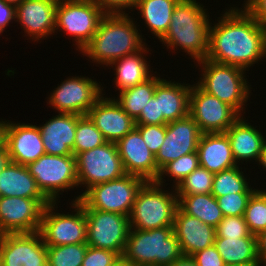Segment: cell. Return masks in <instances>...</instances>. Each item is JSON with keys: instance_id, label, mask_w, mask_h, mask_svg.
I'll return each mask as SVG.
<instances>
[{"instance_id": "6da1fadb", "label": "cell", "mask_w": 266, "mask_h": 266, "mask_svg": "<svg viewBox=\"0 0 266 266\" xmlns=\"http://www.w3.org/2000/svg\"><path fill=\"white\" fill-rule=\"evenodd\" d=\"M222 15V16H221ZM211 23L206 59L249 71L266 59V28L242 6L228 7ZM213 25V26H212Z\"/></svg>"}, {"instance_id": "7a4b0ae2", "label": "cell", "mask_w": 266, "mask_h": 266, "mask_svg": "<svg viewBox=\"0 0 266 266\" xmlns=\"http://www.w3.org/2000/svg\"><path fill=\"white\" fill-rule=\"evenodd\" d=\"M106 14L100 21L92 39L82 48L80 54L88 61L108 67L112 62L126 55L140 51L147 43L137 21L131 12ZM140 31V32H139ZM144 40V41H143ZM91 59V60H89ZM106 67H105V66Z\"/></svg>"}, {"instance_id": "3957f363", "label": "cell", "mask_w": 266, "mask_h": 266, "mask_svg": "<svg viewBox=\"0 0 266 266\" xmlns=\"http://www.w3.org/2000/svg\"><path fill=\"white\" fill-rule=\"evenodd\" d=\"M204 7L197 0H180L172 12L168 31L159 40L172 52L183 50L194 65L208 54L211 18Z\"/></svg>"}, {"instance_id": "277c9868", "label": "cell", "mask_w": 266, "mask_h": 266, "mask_svg": "<svg viewBox=\"0 0 266 266\" xmlns=\"http://www.w3.org/2000/svg\"><path fill=\"white\" fill-rule=\"evenodd\" d=\"M196 64L200 67L201 77L195 83L206 93L231 106L240 116H244L246 102L252 95L250 94L252 87L245 78L246 70L238 66L215 63L208 59L198 61Z\"/></svg>"}, {"instance_id": "5b68a950", "label": "cell", "mask_w": 266, "mask_h": 266, "mask_svg": "<svg viewBox=\"0 0 266 266\" xmlns=\"http://www.w3.org/2000/svg\"><path fill=\"white\" fill-rule=\"evenodd\" d=\"M183 255L173 226L131 229L123 257L135 266H171Z\"/></svg>"}, {"instance_id": "8992f818", "label": "cell", "mask_w": 266, "mask_h": 266, "mask_svg": "<svg viewBox=\"0 0 266 266\" xmlns=\"http://www.w3.org/2000/svg\"><path fill=\"white\" fill-rule=\"evenodd\" d=\"M164 187V188H163ZM156 181H146L136 195L129 222L131 229L150 230L173 226L177 193ZM171 192H170V191Z\"/></svg>"}, {"instance_id": "52a82bcc", "label": "cell", "mask_w": 266, "mask_h": 266, "mask_svg": "<svg viewBox=\"0 0 266 266\" xmlns=\"http://www.w3.org/2000/svg\"><path fill=\"white\" fill-rule=\"evenodd\" d=\"M146 181L138 176L123 177L90 187L77 202L84 209H95L128 216L136 195Z\"/></svg>"}, {"instance_id": "ba28073f", "label": "cell", "mask_w": 266, "mask_h": 266, "mask_svg": "<svg viewBox=\"0 0 266 266\" xmlns=\"http://www.w3.org/2000/svg\"><path fill=\"white\" fill-rule=\"evenodd\" d=\"M26 167L39 190L50 202H60L58 200L64 192L79 188L74 155L44 154Z\"/></svg>"}, {"instance_id": "9c48e42d", "label": "cell", "mask_w": 266, "mask_h": 266, "mask_svg": "<svg viewBox=\"0 0 266 266\" xmlns=\"http://www.w3.org/2000/svg\"><path fill=\"white\" fill-rule=\"evenodd\" d=\"M105 15L93 0H58L55 32L64 31L73 37V45L80 52L92 39Z\"/></svg>"}, {"instance_id": "30bf717a", "label": "cell", "mask_w": 266, "mask_h": 266, "mask_svg": "<svg viewBox=\"0 0 266 266\" xmlns=\"http://www.w3.org/2000/svg\"><path fill=\"white\" fill-rule=\"evenodd\" d=\"M58 203L50 202L44 209L39 228L44 244L60 246L86 243L87 220L84 208L77 201L71 200L73 213H59Z\"/></svg>"}, {"instance_id": "8fae6325", "label": "cell", "mask_w": 266, "mask_h": 266, "mask_svg": "<svg viewBox=\"0 0 266 266\" xmlns=\"http://www.w3.org/2000/svg\"><path fill=\"white\" fill-rule=\"evenodd\" d=\"M75 157L78 186L79 188L83 186L85 191L73 198V202L80 200L90 187L119 179L126 174L116 143L106 142L91 150L78 153Z\"/></svg>"}, {"instance_id": "7c38bea8", "label": "cell", "mask_w": 266, "mask_h": 266, "mask_svg": "<svg viewBox=\"0 0 266 266\" xmlns=\"http://www.w3.org/2000/svg\"><path fill=\"white\" fill-rule=\"evenodd\" d=\"M88 76L67 77L54 88L47 104L60 113L85 116L90 108L103 96L104 87ZM103 87V88H102Z\"/></svg>"}, {"instance_id": "4fadbf2b", "label": "cell", "mask_w": 266, "mask_h": 266, "mask_svg": "<svg viewBox=\"0 0 266 266\" xmlns=\"http://www.w3.org/2000/svg\"><path fill=\"white\" fill-rule=\"evenodd\" d=\"M84 211L87 220V245L123 256L131 230L129 217L95 209Z\"/></svg>"}, {"instance_id": "5bb4252c", "label": "cell", "mask_w": 266, "mask_h": 266, "mask_svg": "<svg viewBox=\"0 0 266 266\" xmlns=\"http://www.w3.org/2000/svg\"><path fill=\"white\" fill-rule=\"evenodd\" d=\"M189 115L202 133L226 132L240 117L228 104L192 84L189 98Z\"/></svg>"}, {"instance_id": "9a60e30c", "label": "cell", "mask_w": 266, "mask_h": 266, "mask_svg": "<svg viewBox=\"0 0 266 266\" xmlns=\"http://www.w3.org/2000/svg\"><path fill=\"white\" fill-rule=\"evenodd\" d=\"M48 199L0 197V231L2 234L39 231Z\"/></svg>"}, {"instance_id": "2e32d148", "label": "cell", "mask_w": 266, "mask_h": 266, "mask_svg": "<svg viewBox=\"0 0 266 266\" xmlns=\"http://www.w3.org/2000/svg\"><path fill=\"white\" fill-rule=\"evenodd\" d=\"M0 266H47V247L39 231L2 234Z\"/></svg>"}, {"instance_id": "e0dca14e", "label": "cell", "mask_w": 266, "mask_h": 266, "mask_svg": "<svg viewBox=\"0 0 266 266\" xmlns=\"http://www.w3.org/2000/svg\"><path fill=\"white\" fill-rule=\"evenodd\" d=\"M201 135L198 124L190 115L167 123L164 142L155 156L158 169L183 155L197 152Z\"/></svg>"}, {"instance_id": "ac0fdd59", "label": "cell", "mask_w": 266, "mask_h": 266, "mask_svg": "<svg viewBox=\"0 0 266 266\" xmlns=\"http://www.w3.org/2000/svg\"><path fill=\"white\" fill-rule=\"evenodd\" d=\"M57 4L58 0H24L15 7V23L20 24L31 41L46 40L56 35Z\"/></svg>"}, {"instance_id": "d6986e66", "label": "cell", "mask_w": 266, "mask_h": 266, "mask_svg": "<svg viewBox=\"0 0 266 266\" xmlns=\"http://www.w3.org/2000/svg\"><path fill=\"white\" fill-rule=\"evenodd\" d=\"M117 149L126 174L138 176L145 181H156L160 170L155 155L146 146L140 132L134 128L117 143Z\"/></svg>"}, {"instance_id": "ffe728a7", "label": "cell", "mask_w": 266, "mask_h": 266, "mask_svg": "<svg viewBox=\"0 0 266 266\" xmlns=\"http://www.w3.org/2000/svg\"><path fill=\"white\" fill-rule=\"evenodd\" d=\"M9 121L7 120L5 146L11 162L27 166L46 154L37 125Z\"/></svg>"}, {"instance_id": "44dd1931", "label": "cell", "mask_w": 266, "mask_h": 266, "mask_svg": "<svg viewBox=\"0 0 266 266\" xmlns=\"http://www.w3.org/2000/svg\"><path fill=\"white\" fill-rule=\"evenodd\" d=\"M104 95L90 108L87 116L100 130L107 142L117 143L136 124L115 100Z\"/></svg>"}, {"instance_id": "7402d4cb", "label": "cell", "mask_w": 266, "mask_h": 266, "mask_svg": "<svg viewBox=\"0 0 266 266\" xmlns=\"http://www.w3.org/2000/svg\"><path fill=\"white\" fill-rule=\"evenodd\" d=\"M81 115L60 113L39 125L45 153L48 155H73L77 121Z\"/></svg>"}, {"instance_id": "603a6c76", "label": "cell", "mask_w": 266, "mask_h": 266, "mask_svg": "<svg viewBox=\"0 0 266 266\" xmlns=\"http://www.w3.org/2000/svg\"><path fill=\"white\" fill-rule=\"evenodd\" d=\"M173 232L183 255L188 256L212 246L216 237L215 227L183 213L178 207L174 214Z\"/></svg>"}, {"instance_id": "cb8c5ba5", "label": "cell", "mask_w": 266, "mask_h": 266, "mask_svg": "<svg viewBox=\"0 0 266 266\" xmlns=\"http://www.w3.org/2000/svg\"><path fill=\"white\" fill-rule=\"evenodd\" d=\"M243 118L240 116L225 132L231 144L233 157L237 165L241 166L244 161L248 163L253 160L252 162L258 163L266 142V135H262L260 127L258 130L249 120Z\"/></svg>"}, {"instance_id": "d4e9b609", "label": "cell", "mask_w": 266, "mask_h": 266, "mask_svg": "<svg viewBox=\"0 0 266 266\" xmlns=\"http://www.w3.org/2000/svg\"><path fill=\"white\" fill-rule=\"evenodd\" d=\"M197 153L200 166L214 174L237 166L225 132L202 133Z\"/></svg>"}, {"instance_id": "484cf974", "label": "cell", "mask_w": 266, "mask_h": 266, "mask_svg": "<svg viewBox=\"0 0 266 266\" xmlns=\"http://www.w3.org/2000/svg\"><path fill=\"white\" fill-rule=\"evenodd\" d=\"M191 86L190 83L162 78L153 95L158 100L159 116H163L168 123L188 116Z\"/></svg>"}, {"instance_id": "4316f807", "label": "cell", "mask_w": 266, "mask_h": 266, "mask_svg": "<svg viewBox=\"0 0 266 266\" xmlns=\"http://www.w3.org/2000/svg\"><path fill=\"white\" fill-rule=\"evenodd\" d=\"M147 46L148 45H145L138 52L117 59L108 66L110 70L112 67L114 68L113 75L115 77L113 81L117 91L119 90V92H121L139 85L155 74L153 69L151 70L150 63L146 57L148 56L149 50L152 51Z\"/></svg>"}, {"instance_id": "83f0119b", "label": "cell", "mask_w": 266, "mask_h": 266, "mask_svg": "<svg viewBox=\"0 0 266 266\" xmlns=\"http://www.w3.org/2000/svg\"><path fill=\"white\" fill-rule=\"evenodd\" d=\"M47 199L26 166L9 161L0 173V197Z\"/></svg>"}, {"instance_id": "f1b7e54d", "label": "cell", "mask_w": 266, "mask_h": 266, "mask_svg": "<svg viewBox=\"0 0 266 266\" xmlns=\"http://www.w3.org/2000/svg\"><path fill=\"white\" fill-rule=\"evenodd\" d=\"M214 245L226 265L260 266L257 255V236L215 238Z\"/></svg>"}, {"instance_id": "f546056e", "label": "cell", "mask_w": 266, "mask_h": 266, "mask_svg": "<svg viewBox=\"0 0 266 266\" xmlns=\"http://www.w3.org/2000/svg\"><path fill=\"white\" fill-rule=\"evenodd\" d=\"M180 0H137L133 8L139 10L145 27L160 40L168 31L172 12Z\"/></svg>"}, {"instance_id": "4dcf8cb0", "label": "cell", "mask_w": 266, "mask_h": 266, "mask_svg": "<svg viewBox=\"0 0 266 266\" xmlns=\"http://www.w3.org/2000/svg\"><path fill=\"white\" fill-rule=\"evenodd\" d=\"M177 207L189 216L216 227L223 219L216 198L211 194L177 195Z\"/></svg>"}, {"instance_id": "1f68e13d", "label": "cell", "mask_w": 266, "mask_h": 266, "mask_svg": "<svg viewBox=\"0 0 266 266\" xmlns=\"http://www.w3.org/2000/svg\"><path fill=\"white\" fill-rule=\"evenodd\" d=\"M155 74L147 81L132 88L118 92L115 99L122 109L134 120L140 115L142 108L153 97L157 83L162 79ZM159 75V77H158Z\"/></svg>"}, {"instance_id": "d6a6232c", "label": "cell", "mask_w": 266, "mask_h": 266, "mask_svg": "<svg viewBox=\"0 0 266 266\" xmlns=\"http://www.w3.org/2000/svg\"><path fill=\"white\" fill-rule=\"evenodd\" d=\"M242 170L243 168L237 165L233 168L215 173L211 194L216 198L231 193H254L257 189L249 185V179H247V175Z\"/></svg>"}, {"instance_id": "836d02e7", "label": "cell", "mask_w": 266, "mask_h": 266, "mask_svg": "<svg viewBox=\"0 0 266 266\" xmlns=\"http://www.w3.org/2000/svg\"><path fill=\"white\" fill-rule=\"evenodd\" d=\"M200 166L199 164V156L197 152H192L187 155H183L180 158L173 160L166 164L159 173V176L156 182L160 185L167 186L164 179L166 176L167 179L173 180L172 187L176 188L178 184L185 179L189 174H191L196 168Z\"/></svg>"}, {"instance_id": "e575fe53", "label": "cell", "mask_w": 266, "mask_h": 266, "mask_svg": "<svg viewBox=\"0 0 266 266\" xmlns=\"http://www.w3.org/2000/svg\"><path fill=\"white\" fill-rule=\"evenodd\" d=\"M47 266H81L87 250V243L70 245H46Z\"/></svg>"}, {"instance_id": "d590c367", "label": "cell", "mask_w": 266, "mask_h": 266, "mask_svg": "<svg viewBox=\"0 0 266 266\" xmlns=\"http://www.w3.org/2000/svg\"><path fill=\"white\" fill-rule=\"evenodd\" d=\"M107 142L100 130L94 125L90 118L85 115L77 121L74 148L72 153L76 156Z\"/></svg>"}, {"instance_id": "8d00e7d4", "label": "cell", "mask_w": 266, "mask_h": 266, "mask_svg": "<svg viewBox=\"0 0 266 266\" xmlns=\"http://www.w3.org/2000/svg\"><path fill=\"white\" fill-rule=\"evenodd\" d=\"M244 220L251 234L266 230V190L259 188L251 195L244 212Z\"/></svg>"}, {"instance_id": "74e56055", "label": "cell", "mask_w": 266, "mask_h": 266, "mask_svg": "<svg viewBox=\"0 0 266 266\" xmlns=\"http://www.w3.org/2000/svg\"><path fill=\"white\" fill-rule=\"evenodd\" d=\"M214 173L199 166L175 188L177 195H196L211 193Z\"/></svg>"}, {"instance_id": "f35d334b", "label": "cell", "mask_w": 266, "mask_h": 266, "mask_svg": "<svg viewBox=\"0 0 266 266\" xmlns=\"http://www.w3.org/2000/svg\"><path fill=\"white\" fill-rule=\"evenodd\" d=\"M215 238H243L250 232L243 216H225L215 227Z\"/></svg>"}, {"instance_id": "ab89813d", "label": "cell", "mask_w": 266, "mask_h": 266, "mask_svg": "<svg viewBox=\"0 0 266 266\" xmlns=\"http://www.w3.org/2000/svg\"><path fill=\"white\" fill-rule=\"evenodd\" d=\"M253 193H231L216 197L223 216H243Z\"/></svg>"}, {"instance_id": "60d3db41", "label": "cell", "mask_w": 266, "mask_h": 266, "mask_svg": "<svg viewBox=\"0 0 266 266\" xmlns=\"http://www.w3.org/2000/svg\"><path fill=\"white\" fill-rule=\"evenodd\" d=\"M135 128L140 132L146 146L156 156L166 136V124L164 125L136 124Z\"/></svg>"}, {"instance_id": "b9f144b4", "label": "cell", "mask_w": 266, "mask_h": 266, "mask_svg": "<svg viewBox=\"0 0 266 266\" xmlns=\"http://www.w3.org/2000/svg\"><path fill=\"white\" fill-rule=\"evenodd\" d=\"M119 257L117 252L88 246L81 266H110Z\"/></svg>"}, {"instance_id": "7bdbcfd3", "label": "cell", "mask_w": 266, "mask_h": 266, "mask_svg": "<svg viewBox=\"0 0 266 266\" xmlns=\"http://www.w3.org/2000/svg\"><path fill=\"white\" fill-rule=\"evenodd\" d=\"M168 122L159 116L158 100L153 96L142 108L140 115L135 119V124L164 125Z\"/></svg>"}, {"instance_id": "ee69618b", "label": "cell", "mask_w": 266, "mask_h": 266, "mask_svg": "<svg viewBox=\"0 0 266 266\" xmlns=\"http://www.w3.org/2000/svg\"><path fill=\"white\" fill-rule=\"evenodd\" d=\"M192 257L198 266H226L214 244L196 252Z\"/></svg>"}, {"instance_id": "f6af8a7d", "label": "cell", "mask_w": 266, "mask_h": 266, "mask_svg": "<svg viewBox=\"0 0 266 266\" xmlns=\"http://www.w3.org/2000/svg\"><path fill=\"white\" fill-rule=\"evenodd\" d=\"M106 14H126L134 8L137 0H93Z\"/></svg>"}, {"instance_id": "bcb514c9", "label": "cell", "mask_w": 266, "mask_h": 266, "mask_svg": "<svg viewBox=\"0 0 266 266\" xmlns=\"http://www.w3.org/2000/svg\"><path fill=\"white\" fill-rule=\"evenodd\" d=\"M244 9L266 28V0H244Z\"/></svg>"}, {"instance_id": "7dc6e473", "label": "cell", "mask_w": 266, "mask_h": 266, "mask_svg": "<svg viewBox=\"0 0 266 266\" xmlns=\"http://www.w3.org/2000/svg\"><path fill=\"white\" fill-rule=\"evenodd\" d=\"M15 21V6L5 3L0 0V30L5 31V28Z\"/></svg>"}, {"instance_id": "c3c4849f", "label": "cell", "mask_w": 266, "mask_h": 266, "mask_svg": "<svg viewBox=\"0 0 266 266\" xmlns=\"http://www.w3.org/2000/svg\"><path fill=\"white\" fill-rule=\"evenodd\" d=\"M257 255L260 266H266V230L257 235Z\"/></svg>"}, {"instance_id": "681fc988", "label": "cell", "mask_w": 266, "mask_h": 266, "mask_svg": "<svg viewBox=\"0 0 266 266\" xmlns=\"http://www.w3.org/2000/svg\"><path fill=\"white\" fill-rule=\"evenodd\" d=\"M171 266H198L192 256L182 255Z\"/></svg>"}, {"instance_id": "f907efd6", "label": "cell", "mask_w": 266, "mask_h": 266, "mask_svg": "<svg viewBox=\"0 0 266 266\" xmlns=\"http://www.w3.org/2000/svg\"><path fill=\"white\" fill-rule=\"evenodd\" d=\"M0 120V149L5 147L7 120Z\"/></svg>"}, {"instance_id": "816d5d0a", "label": "cell", "mask_w": 266, "mask_h": 266, "mask_svg": "<svg viewBox=\"0 0 266 266\" xmlns=\"http://www.w3.org/2000/svg\"><path fill=\"white\" fill-rule=\"evenodd\" d=\"M9 155L6 146L0 149V173L3 171L5 166L9 163Z\"/></svg>"}, {"instance_id": "f5cc1de1", "label": "cell", "mask_w": 266, "mask_h": 266, "mask_svg": "<svg viewBox=\"0 0 266 266\" xmlns=\"http://www.w3.org/2000/svg\"><path fill=\"white\" fill-rule=\"evenodd\" d=\"M258 166L261 165L262 168L264 169V171H266V142L263 146V150L261 152V155H260V159L258 161Z\"/></svg>"}, {"instance_id": "db71d44e", "label": "cell", "mask_w": 266, "mask_h": 266, "mask_svg": "<svg viewBox=\"0 0 266 266\" xmlns=\"http://www.w3.org/2000/svg\"><path fill=\"white\" fill-rule=\"evenodd\" d=\"M110 266H135L128 260H126L123 256H120L112 265Z\"/></svg>"}, {"instance_id": "11a10c76", "label": "cell", "mask_w": 266, "mask_h": 266, "mask_svg": "<svg viewBox=\"0 0 266 266\" xmlns=\"http://www.w3.org/2000/svg\"><path fill=\"white\" fill-rule=\"evenodd\" d=\"M5 3L11 4L13 6H18L21 4L24 0H3Z\"/></svg>"}, {"instance_id": "9f6ffc18", "label": "cell", "mask_w": 266, "mask_h": 266, "mask_svg": "<svg viewBox=\"0 0 266 266\" xmlns=\"http://www.w3.org/2000/svg\"><path fill=\"white\" fill-rule=\"evenodd\" d=\"M1 245H2V236L0 237V264H1Z\"/></svg>"}]
</instances>
